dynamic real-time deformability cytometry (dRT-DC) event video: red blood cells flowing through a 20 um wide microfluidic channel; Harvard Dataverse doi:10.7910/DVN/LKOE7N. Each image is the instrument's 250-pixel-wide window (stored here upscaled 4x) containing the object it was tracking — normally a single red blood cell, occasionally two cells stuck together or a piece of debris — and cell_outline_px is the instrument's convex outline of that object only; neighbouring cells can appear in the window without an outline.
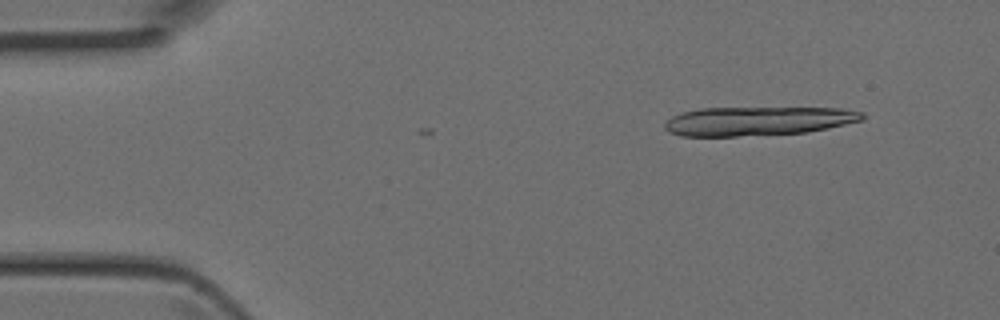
{"species": "Egyptian fruit bat (a non-hibernating species)", "species_latin": "Rousettus aegyptiacus", "temperature_condition": "room temperature", "stored_images_in_passage": 4, "camera_frame_rate_fps": 3000, "um_per_image_px": 0.085, "animal": {"sex": "female"}, "frame": {"image": 1, "passage_image": 2, "time_ms": 0.333, "image_size_px": [1000, 320], "cell_outline_px": [[864, 120], [828, 128], [808, 132], [736, 136], [680, 136], [668, 132], [664, 128], [664, 124], [672, 116], [684, 112], [700, 108], [840, 108], [864, 112]], "centroid_in_image_um": [64.43, 10.29], "position_along_channel_um": 20.6, "area_um2": 33.29}}